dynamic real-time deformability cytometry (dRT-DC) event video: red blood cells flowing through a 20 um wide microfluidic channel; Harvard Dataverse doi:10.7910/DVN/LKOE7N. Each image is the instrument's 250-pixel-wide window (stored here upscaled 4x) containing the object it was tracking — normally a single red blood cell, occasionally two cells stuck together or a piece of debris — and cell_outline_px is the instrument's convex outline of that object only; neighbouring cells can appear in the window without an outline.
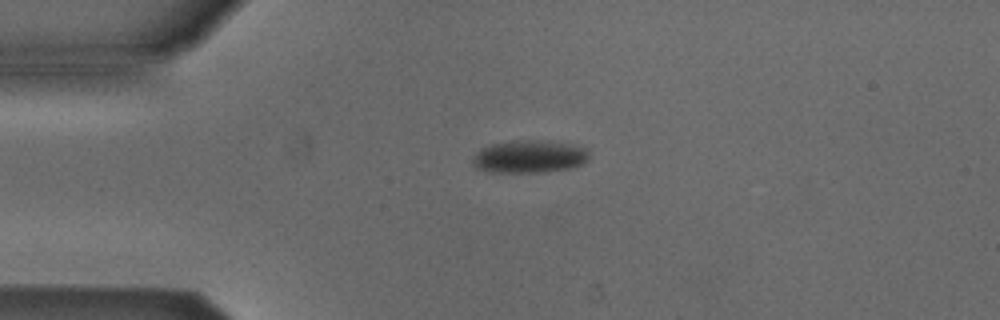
{"species": "Egyptian fruit bat (a non-hibernating species)", "species_latin": "Rousettus aegyptiacus", "temperature_condition": "cold", "stored_images_in_passage": 5, "camera_frame_rate_fps": 3000, "um_per_image_px": 0.085, "animal": {"sex": "male"}, "frame": {"image": 1, "passage_image": 1, "time_ms": 0.0, "image_size_px": [1000, 320], "cell_outline_px": [[588, 160], [584, 164], [572, 168], [544, 172], [484, 172], [476, 168], [472, 164], [472, 160], [476, 152], [480, 148], [492, 144], [520, 140], [532, 140], [564, 144], [584, 148], [588, 152]], "centroid_in_image_um": [44.94, 13.34], "position_along_channel_um": 40.1, "area_um2": 22.02}}
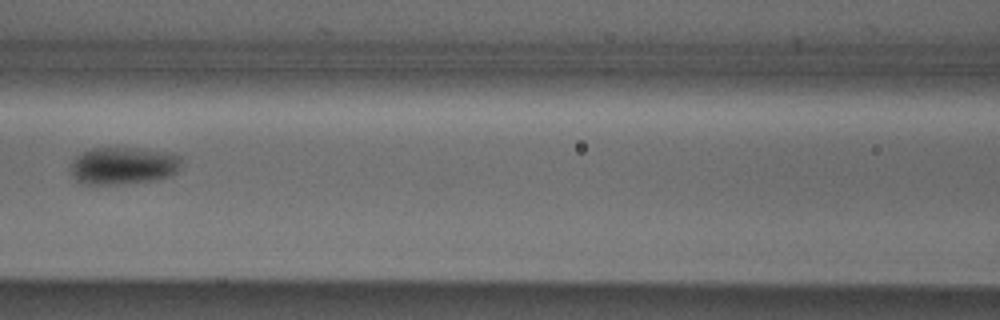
{"frame": {"image": 2, "passage_image": 4, "time_ms": 1.0, "image_size_px": [1000, 320], "cell_outline_px": [[180, 168], [172, 176], [156, 180], [116, 184], [80, 184], [72, 176], [72, 160], [76, 156], [92, 148], [136, 148], [172, 152], [180, 156]], "centroid_in_image_um": [10.5, 14.09], "position_along_channel_um": 156.1, "area_um2": 24.28}}
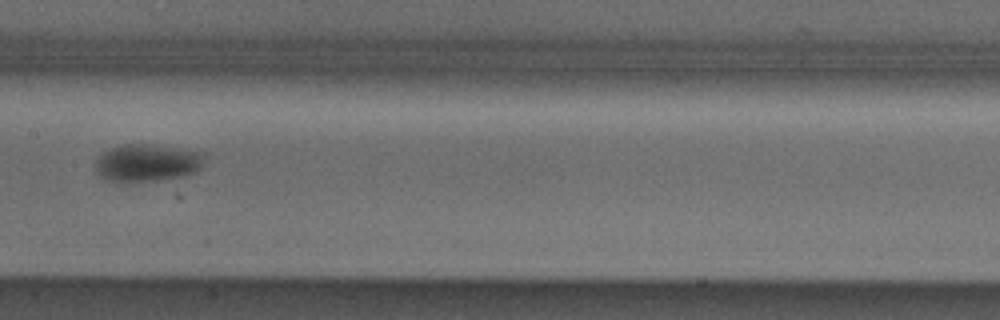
{"frame": {"image": 3, "passage_image": 5, "time_ms": 1.333, "image_size_px": [1000, 320], "cell_outline_px": [[200, 168], [196, 172], [180, 176], [156, 180], [104, 180], [96, 172], [96, 160], [104, 152], [112, 148], [124, 144], [148, 144], [196, 152], [200, 156]], "centroid_in_image_um": [12.41, 13.84], "position_along_channel_um": 195.0, "area_um2": 22.6}}